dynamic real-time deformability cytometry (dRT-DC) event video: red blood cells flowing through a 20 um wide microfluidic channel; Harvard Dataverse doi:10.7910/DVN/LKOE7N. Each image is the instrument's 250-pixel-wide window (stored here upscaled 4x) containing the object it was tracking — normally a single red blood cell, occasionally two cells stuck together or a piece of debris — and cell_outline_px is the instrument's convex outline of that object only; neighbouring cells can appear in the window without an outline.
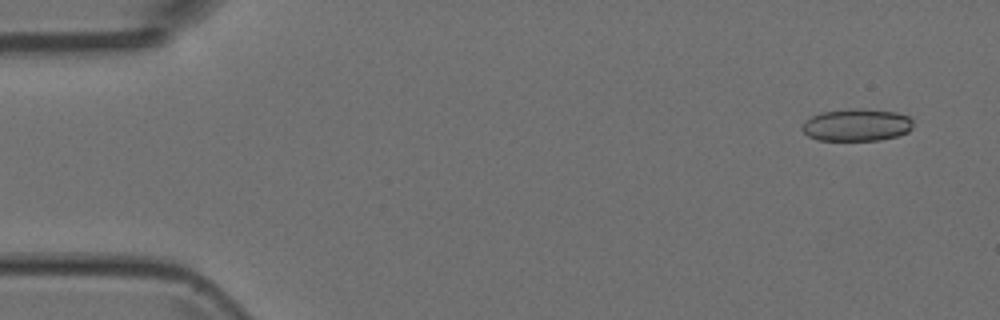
{"species": "Egyptian fruit bat (a non-hibernating species)", "species_latin": "Rousettus aegyptiacus", "temperature_condition": "room temperature", "stored_images_in_passage": 4, "camera_frame_rate_fps": 3000, "um_per_image_px": 0.085, "animal": {"sex": "female"}, "frame": {"image": 1, "passage_image": 1, "time_ms": 0.0, "image_size_px": [1000, 320], "cell_outline_px": [[912, 128], [908, 132], [896, 136], [880, 140], [816, 140], [808, 136], [800, 128], [804, 120], [820, 112], [856, 108], [896, 112], [908, 116], [912, 120]], "centroid_in_image_um": [72.78, 10.62], "position_along_channel_um": 12.2, "area_um2": 20.98}}
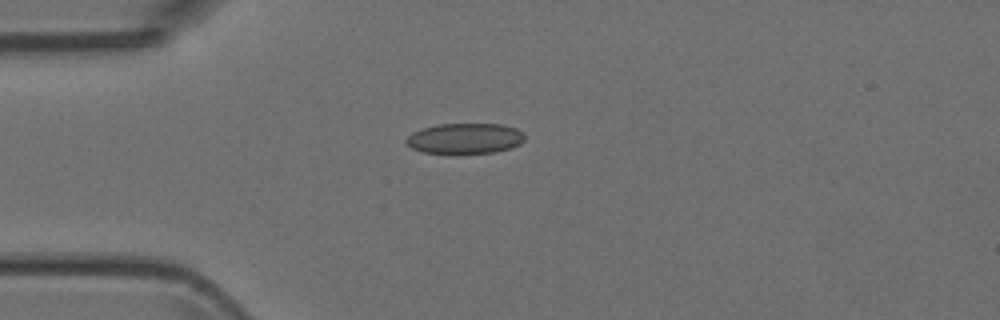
{"frame": {"image": 2, "passage_image": 4, "time_ms": 3.333, "image_size_px": [1000, 320], "cell_outline_px": [[524, 140], [520, 144], [512, 148], [496, 152], [456, 156], [420, 152], [412, 148], [408, 144], [408, 136], [412, 132], [424, 128], [440, 124], [504, 124], [516, 128], [524, 132]], "centroid_in_image_um": [39.56, 11.81], "position_along_channel_um": 45.4, "area_um2": 21.85}}